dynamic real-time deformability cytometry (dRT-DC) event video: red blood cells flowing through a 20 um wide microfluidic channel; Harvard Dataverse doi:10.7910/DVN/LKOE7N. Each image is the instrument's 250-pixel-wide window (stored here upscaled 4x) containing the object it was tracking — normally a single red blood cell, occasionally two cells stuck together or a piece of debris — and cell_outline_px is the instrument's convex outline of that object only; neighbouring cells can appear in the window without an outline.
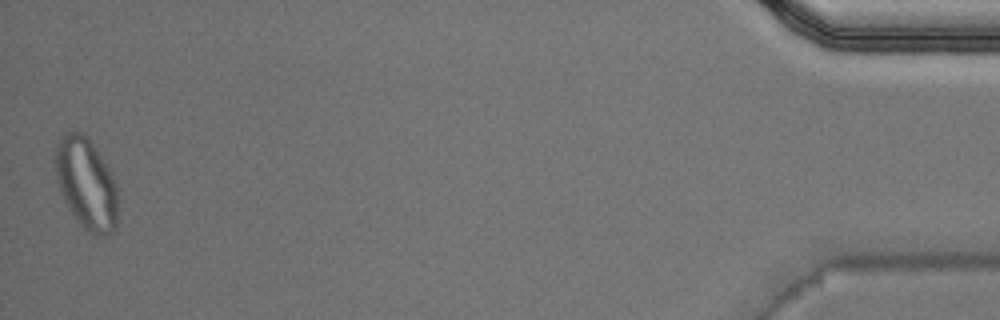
{"species": "Egyptian fruit bat (a non-hibernating species)", "species_latin": "Rousettus aegyptiacus", "temperature_condition": "warm", "stored_images_in_passage": 38, "camera_frame_rate_fps": 3000, "um_per_image_px": 0.085, "animal": {"sex": "male"}, "frame": {"image": 1, "passage_image": 38, "time_ms": 12.333, "image_size_px": [1000, 320], "cell_outline_px": [[116, 228], [108, 236], [92, 236], [80, 224], [64, 200], [60, 192], [56, 172], [56, 144], [60, 136], [64, 132], [84, 132], [88, 136], [112, 172], [116, 184]], "centroid_in_image_um": [7.34, 15.59], "position_along_channel_um": 427.9, "area_um2": 33.35}, "authors_computed_cell_mechanics": {"area_um2": 18.4671, "velocity_mm_per_s": 4.0334, "shape_relaxation_time_tau1_ms": null, "shape_relaxation_time_tau2_ms": 3.1342, "deformation_change_tau1": null, "deformation_change_tau2": 0.0913}}